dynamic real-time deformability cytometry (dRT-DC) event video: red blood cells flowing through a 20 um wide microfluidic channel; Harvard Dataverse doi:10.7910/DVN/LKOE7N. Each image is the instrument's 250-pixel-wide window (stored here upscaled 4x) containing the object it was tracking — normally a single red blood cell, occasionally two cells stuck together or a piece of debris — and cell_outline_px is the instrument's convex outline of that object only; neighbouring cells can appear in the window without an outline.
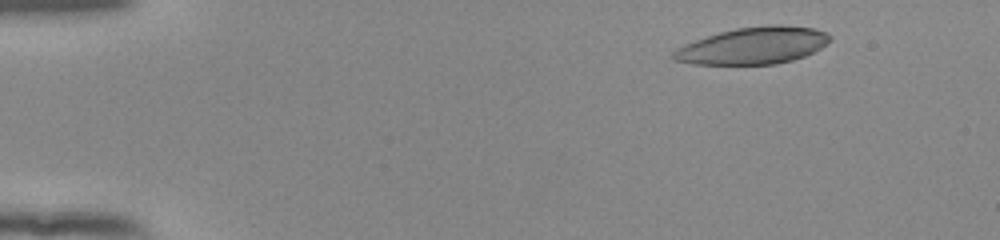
{"species": "human", "species_latin": "Homo sapiens", "temperature_condition": "room temperature", "stored_images_in_passage": 45, "camera_frame_rate_fps": 3000, "um_per_image_px": 0.085, "donor": {"sex": "female"}, "frame": {"image": 1, "passage_image": 5, "time_ms": 1.333, "image_size_px": [1000, 240], "cell_outline_px": [[832, 40], [820, 48], [804, 56], [792, 60], [776, 64], [692, 64], [672, 60], [672, 52], [676, 48], [684, 44], [720, 32], [736, 28], [764, 24], [780, 24], [816, 28], [828, 32], [832, 36]], "centroid_in_image_um": [64.05, 3.86], "position_along_channel_um": 21.0, "area_um2": 33.99}}
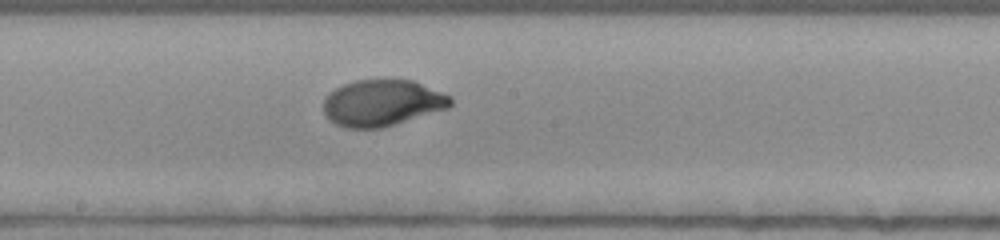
{"frame": {"image": 2, "passage_image": 28, "time_ms": 9.0, "image_size_px": [1000, 240], "cell_outline_px": [[452, 104], [448, 108], [380, 128], [344, 128], [328, 120], [324, 112], [324, 100], [336, 88], [344, 84], [356, 80], [384, 76], [412, 80], [452, 96]], "centroid_in_image_um": [32.49, 8.7], "position_along_channel_um": 215.7, "area_um2": 34.8}}
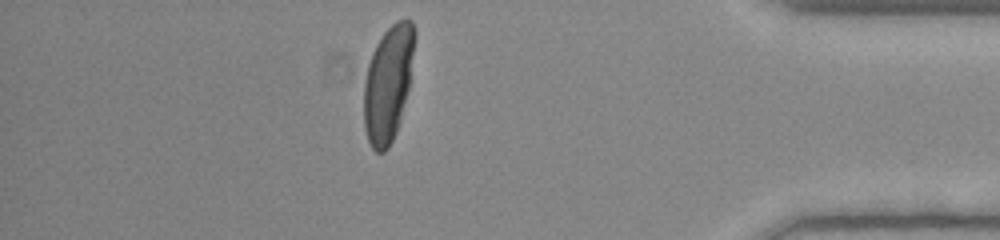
{"frame": {"image": 3, "passage_image": 45, "time_ms": 14.667, "image_size_px": [1000, 240], "cell_outline_px": [[416, 36], [408, 88], [400, 120], [396, 132], [388, 148], [384, 152], [376, 152], [372, 148], [368, 140], [364, 128], [364, 80], [368, 64], [372, 52], [376, 44], [384, 32], [396, 20], [412, 20], [416, 32]], "centroid_in_image_um": [32.98, 7.08], "position_along_channel_um": 402.2, "area_um2": 34.16}, "authors_computed_cell_mechanics": {"area_um2": 34.102, "velocity_mm_per_s": 3.8919, "shape_relaxation_time_tau1_ms": 3.2887, "shape_relaxation_time_tau2_ms": null, "deformation_change_tau1": 0.2141, "deformation_change_tau2": null}}